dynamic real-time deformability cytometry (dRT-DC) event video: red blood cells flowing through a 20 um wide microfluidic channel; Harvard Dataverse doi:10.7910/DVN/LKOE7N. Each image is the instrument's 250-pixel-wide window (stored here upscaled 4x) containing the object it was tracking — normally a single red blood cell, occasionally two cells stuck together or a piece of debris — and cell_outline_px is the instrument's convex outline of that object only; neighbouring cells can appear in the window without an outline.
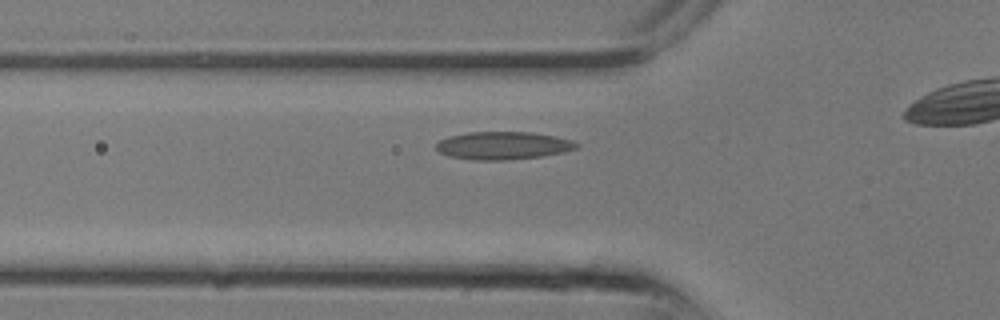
{"species": "common noctule bat (a hibernating species)", "species_latin": "Nyctalus noctula", "temperature_condition": "room temperature", "stored_images_in_passage": 7, "camera_frame_rate_fps": 3000, "um_per_image_px": 0.085, "animal": {"sex": "male", "body_mass_g": 13.3}, "frame": {"image": 1, "passage_image": 4, "time_ms": 1.0, "image_size_px": [1000, 320], "cell_outline_px": [[580, 144], [576, 148], [564, 152], [540, 156], [504, 160], [476, 160], [448, 156], [440, 152], [436, 148], [436, 144], [440, 140], [448, 136], [468, 132], [532, 132], [556, 136], [576, 140]], "centroid_in_image_um": [42.79, 12.36], "position_along_channel_um": 83.0, "area_um2": 22.83}}
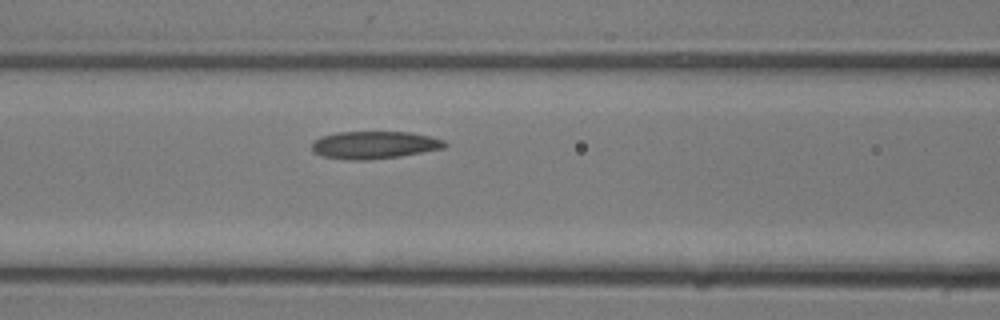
{"frame": {"image": 2, "passage_image": 6, "time_ms": 1.667, "image_size_px": [1000, 320], "cell_outline_px": [[448, 144], [444, 148], [400, 156], [368, 160], [348, 160], [320, 156], [312, 152], [312, 140], [320, 136], [336, 132], [412, 132], [432, 136], [444, 140]], "centroid_in_image_um": [31.78, 12.32], "position_along_channel_um": 134.8, "area_um2": 21.68}}